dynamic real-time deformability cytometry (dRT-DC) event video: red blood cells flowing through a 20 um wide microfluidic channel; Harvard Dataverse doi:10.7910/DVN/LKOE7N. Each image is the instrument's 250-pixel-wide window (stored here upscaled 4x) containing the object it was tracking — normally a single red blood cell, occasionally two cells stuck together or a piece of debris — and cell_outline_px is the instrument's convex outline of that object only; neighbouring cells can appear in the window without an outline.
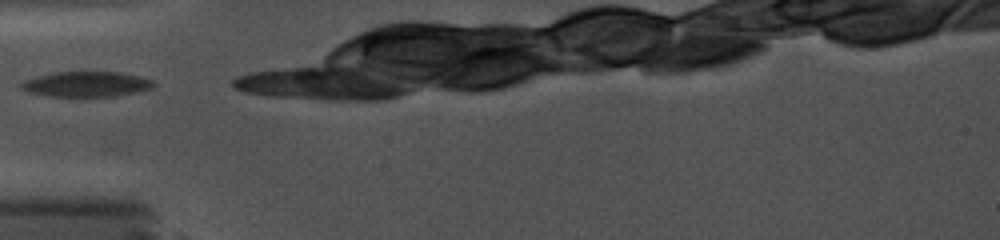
{"species": "common noctule bat (a hibernating species)", "species_latin": "Nyctalus noctula", "temperature_condition": "cold", "stored_images_in_passage": 5, "camera_frame_rate_fps": 5000, "um_per_image_px": 0.085, "animal": {"sex": "female", "body_mass_g": 19.0, "forearm_length_mm": 56.7}, "frame": {"image": 1, "passage_image": 1, "time_ms": 0.0, "image_size_px": [1000, 240], "cell_outline_px": [[156, 84], [152, 88], [136, 92], [116, 96], [48, 96], [28, 92], [20, 88], [20, 84], [24, 80], [36, 76], [52, 72], [120, 72], [140, 76], [152, 80]], "centroid_in_image_um": [7.33, 7.15], "position_along_channel_um": 77.7, "area_um2": 19.54}}